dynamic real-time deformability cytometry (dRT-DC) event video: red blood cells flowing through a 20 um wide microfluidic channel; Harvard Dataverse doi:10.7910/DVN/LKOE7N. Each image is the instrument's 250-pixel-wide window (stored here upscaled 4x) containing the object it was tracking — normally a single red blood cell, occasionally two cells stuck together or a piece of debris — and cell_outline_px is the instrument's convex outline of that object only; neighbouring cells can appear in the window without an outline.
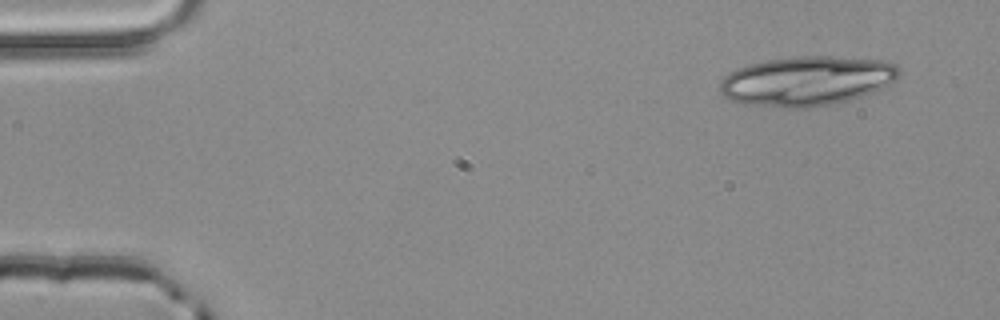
{"species": "common noctule bat (a hibernating species)", "species_latin": "Nyctalus noctula", "temperature_condition": "room temperature", "stored_images_in_passage": 3, "camera_frame_rate_fps": 3000, "um_per_image_px": 0.085, "animal": {"sex": "male", "body_mass_g": 20.4}, "frame": {"image": 1, "passage_image": 1, "time_ms": 0.0, "image_size_px": [1000, 320], "cell_outline_px": [[900, 80], [872, 92], [848, 100], [832, 104], [808, 108], [788, 108], [744, 104], [732, 100], [724, 96], [720, 92], [720, 80], [724, 76], [748, 64], [764, 60], [800, 56], [832, 56], [880, 60], [896, 64], [900, 68]], "centroid_in_image_um": [68.61, 6.88], "position_along_channel_um": 16.4, "area_um2": 51.96}}